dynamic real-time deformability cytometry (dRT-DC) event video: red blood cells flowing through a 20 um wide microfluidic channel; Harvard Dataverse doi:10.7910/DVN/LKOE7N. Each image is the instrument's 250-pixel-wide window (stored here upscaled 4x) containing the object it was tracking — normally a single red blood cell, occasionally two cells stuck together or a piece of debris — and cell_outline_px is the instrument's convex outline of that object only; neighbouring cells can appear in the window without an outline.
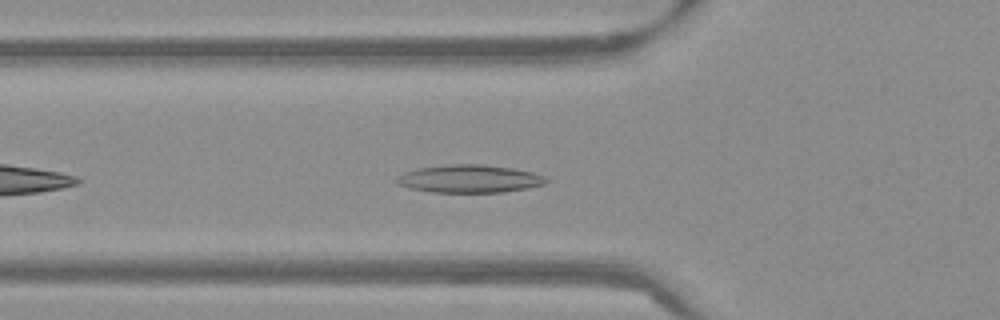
{"species": "Egyptian fruit bat (a non-hibernating species)", "species_latin": "Rousettus aegyptiacus", "temperature_condition": "warm", "stored_images_in_passage": 40, "camera_frame_rate_fps": 3000, "um_per_image_px": 0.085, "frame": {"image": 1, "passage_image": 6, "time_ms": 1.667, "image_size_px": [1000, 320], "cell_outline_px": [[548, 180], [544, 184], [528, 188], [504, 192], [432, 192], [412, 188], [400, 184], [396, 180], [396, 176], [404, 172], [416, 168], [444, 164], [480, 164], [512, 168], [532, 172], [544, 176]], "centroid_in_image_um": [39.9, 15.18], "position_along_channel_um": 85.9, "area_um2": 24.22}}
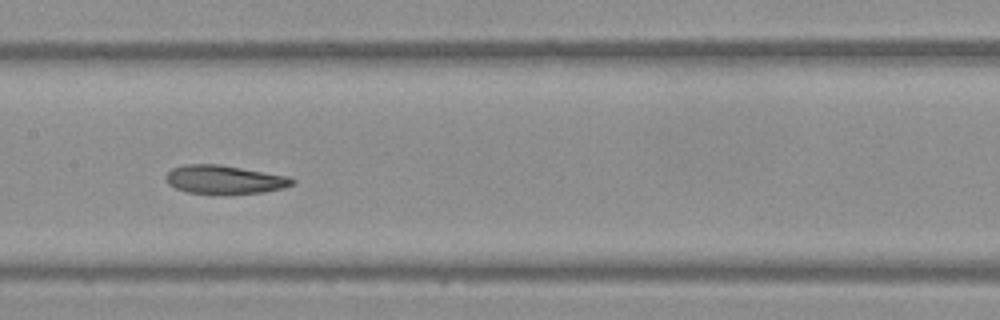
{"frame": {"image": 2, "passage_image": 14, "time_ms": 4.333, "image_size_px": [1000, 320], "cell_outline_px": [[296, 184], [284, 188], [264, 192], [224, 196], [220, 196], [188, 192], [176, 188], [168, 184], [164, 180], [164, 176], [172, 168], [184, 164], [220, 164], [288, 176], [296, 180]], "centroid_in_image_um": [19.08, 15.29], "position_along_channel_um": 188.3, "area_um2": 21.85}}
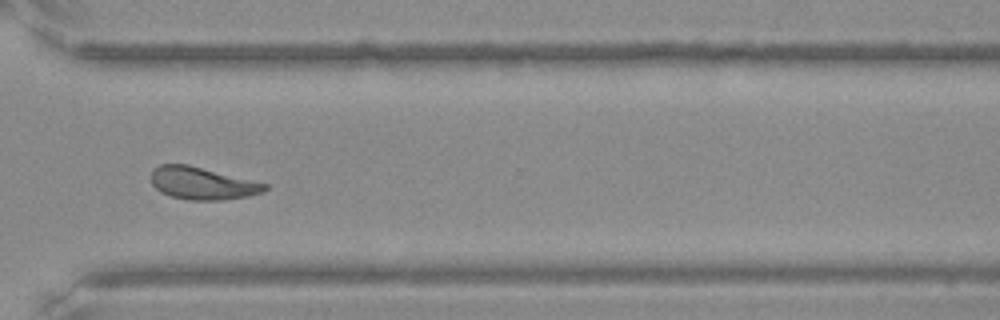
{"frame": {"image": 3, "passage_image": 27, "time_ms": 8.667, "image_size_px": [1000, 320], "cell_outline_px": [[268, 188], [264, 192], [248, 196], [220, 200], [188, 200], [172, 196], [160, 192], [152, 184], [152, 168], [160, 164], [188, 164], [268, 184]], "centroid_in_image_um": [17.19, 15.58], "position_along_channel_um": 353.4, "area_um2": 21.44}, "authors_computed_cell_mechanics": {"area_um2": 21.8484, "velocity_mm_per_s": 3.8069, "shape_relaxation_time_tau1_ms": 7.156, "shape_relaxation_time_tau2_ms": 6.3377, "deformation_change_tau1": 0.164, "deformation_change_tau2": 0.1071}}